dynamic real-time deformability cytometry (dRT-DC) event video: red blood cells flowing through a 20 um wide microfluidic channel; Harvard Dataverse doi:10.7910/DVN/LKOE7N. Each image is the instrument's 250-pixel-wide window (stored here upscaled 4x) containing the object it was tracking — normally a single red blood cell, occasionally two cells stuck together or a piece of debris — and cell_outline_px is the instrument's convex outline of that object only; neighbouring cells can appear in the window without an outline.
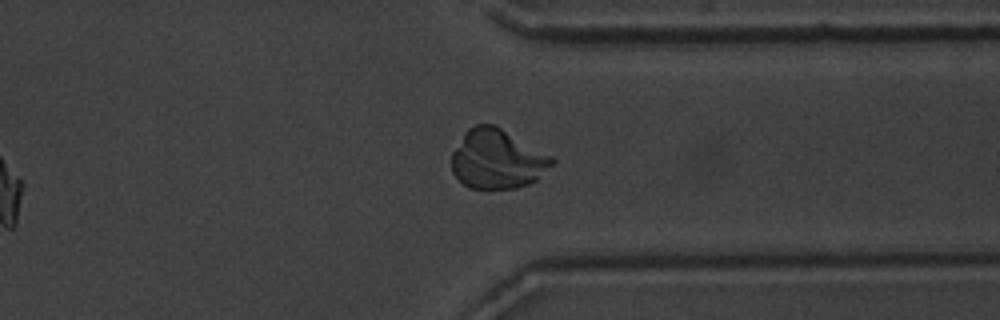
{"species": "common noctule bat (a hibernating species)", "species_latin": "Nyctalus noctula", "temperature_condition": "warm", "stored_images_in_passage": 41, "camera_frame_rate_fps": 3000, "um_per_image_px": 0.085, "animal": {"sex": "male", "body_mass_g": 20.1, "forearm_length_mm": 53.5}, "frame": {"image": 1, "passage_image": 35, "time_ms": 11.333, "image_size_px": [1000, 320], "cell_outline_px": [[556, 160], [536, 180], [528, 184], [516, 188], [488, 192], [468, 188], [452, 172], [452, 152], [464, 132], [468, 128], [476, 124], [496, 124], [552, 156]], "centroid_in_image_um": [42.24, 13.55], "position_along_channel_um": 369.2, "area_um2": 35.43}}